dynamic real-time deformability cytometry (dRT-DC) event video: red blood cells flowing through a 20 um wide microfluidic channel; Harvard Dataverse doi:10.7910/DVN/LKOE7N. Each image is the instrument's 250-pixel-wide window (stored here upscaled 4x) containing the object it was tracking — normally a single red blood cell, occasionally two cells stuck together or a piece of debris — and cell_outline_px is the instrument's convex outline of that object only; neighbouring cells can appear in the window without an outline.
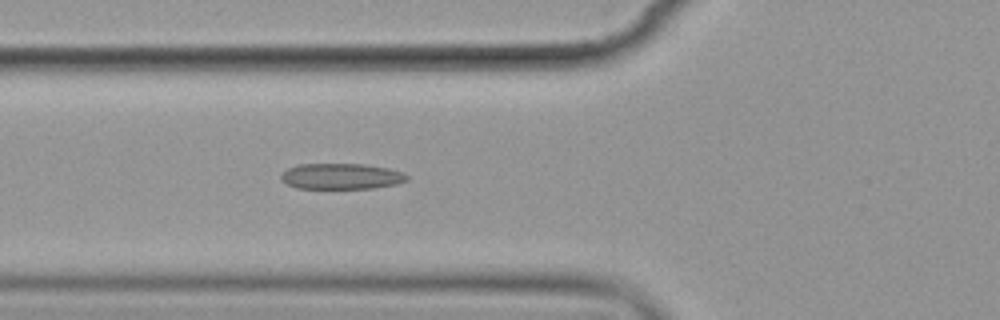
{"species": "common noctule bat (a hibernating species)", "species_latin": "Nyctalus noctula", "temperature_condition": "cold", "stored_images_in_passage": 6, "camera_frame_rate_fps": 3000, "um_per_image_px": 0.085, "animal": {"sex": "female", "body_mass_g": 19.9}, "frame": {"image": 1, "passage_image": 6, "time_ms": 5.667, "image_size_px": [1000, 320], "cell_outline_px": [[408, 180], [396, 184], [372, 188], [296, 188], [280, 180], [280, 176], [288, 168], [296, 164], [364, 164], [388, 168], [404, 172], [408, 176]], "centroid_in_image_um": [29.01, 14.98], "position_along_channel_um": 96.8, "area_um2": 18.96}}